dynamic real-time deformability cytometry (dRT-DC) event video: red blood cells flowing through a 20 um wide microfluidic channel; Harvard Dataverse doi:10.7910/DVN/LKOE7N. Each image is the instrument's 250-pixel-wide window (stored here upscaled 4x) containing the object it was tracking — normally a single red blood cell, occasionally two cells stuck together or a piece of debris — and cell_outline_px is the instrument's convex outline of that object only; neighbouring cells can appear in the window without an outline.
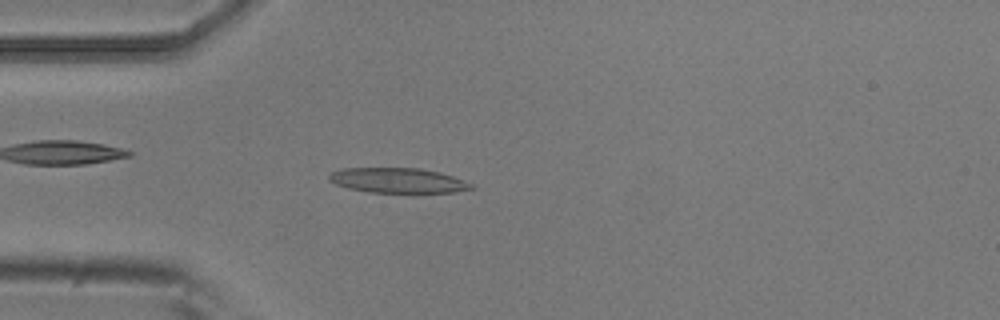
{"species": "common noctule bat (a hibernating species)", "species_latin": "Nyctalus noctula", "temperature_condition": "room temperature", "stored_images_in_passage": 5, "camera_frame_rate_fps": 3000, "um_per_image_px": 0.085, "animal": {"sex": "male", "body_mass_g": 20.5, "forearm_length_mm": 52.5}, "frame": {"image": 1, "passage_image": 5, "time_ms": 1.333, "image_size_px": [1000, 320], "cell_outline_px": [[476, 188], [452, 192], [368, 192], [348, 188], [336, 184], [328, 180], [328, 176], [332, 172], [340, 168], [420, 168], [440, 172], [452, 176], [472, 184]], "centroid_in_image_um": [33.79, 15.33], "position_along_channel_um": 51.2, "area_um2": 20.58}}